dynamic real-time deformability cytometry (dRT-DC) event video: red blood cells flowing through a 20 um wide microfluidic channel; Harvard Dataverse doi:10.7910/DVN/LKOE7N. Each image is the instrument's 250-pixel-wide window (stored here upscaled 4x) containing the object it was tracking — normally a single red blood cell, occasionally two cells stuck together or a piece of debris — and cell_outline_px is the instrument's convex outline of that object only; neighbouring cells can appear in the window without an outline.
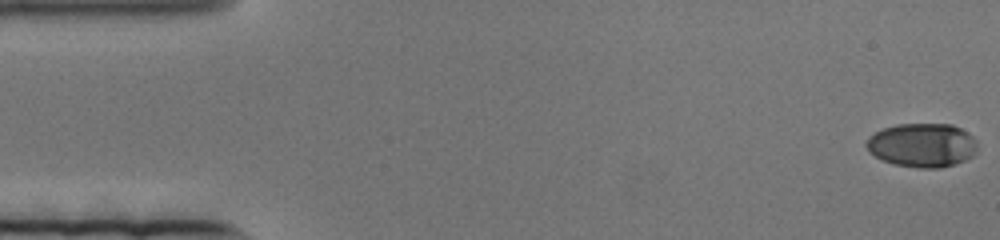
{"species": "human", "species_latin": "Homo sapiens", "temperature_condition": "cold", "stored_images_in_passage": 84, "camera_frame_rate_fps": 3000, "um_per_image_px": 0.085, "donor": {"sex": "female"}, "frame": {"image": 1, "passage_image": 1, "time_ms": 0.0, "image_size_px": [1000, 240], "cell_outline_px": [[976, 152], [972, 156], [956, 164], [940, 168], [916, 168], [892, 164], [880, 160], [868, 152], [864, 144], [868, 136], [884, 128], [896, 124], [952, 124], [968, 132], [976, 140]], "centroid_in_image_um": [78.35, 12.35], "position_along_channel_um": 6.7, "area_um2": 28.84}}
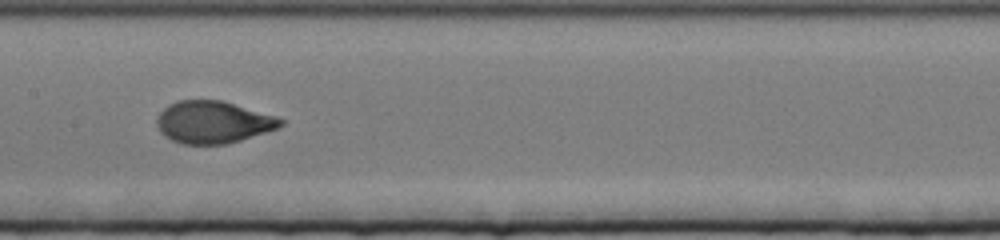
{"frame": {"image": 2, "passage_image": 41, "time_ms": 13.333, "image_size_px": [1000, 240], "cell_outline_px": [[284, 124], [276, 128], [228, 144], [180, 144], [164, 136], [160, 132], [156, 124], [156, 116], [168, 104], [176, 100], [220, 100], [276, 116], [284, 120]], "centroid_in_image_um": [18.05, 10.38], "position_along_channel_um": 189.3, "area_um2": 30.4}}
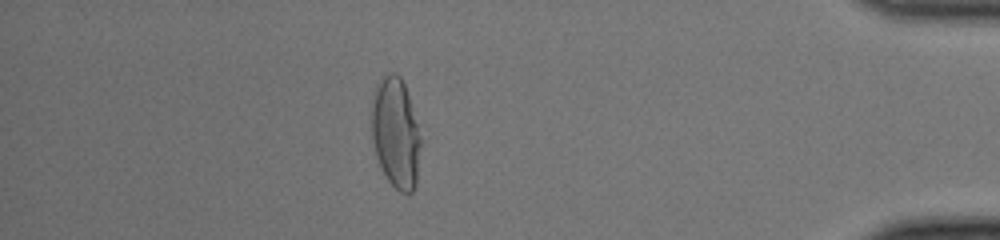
{"frame": {"image": 3, "passage_image": 74, "time_ms": 24.333, "image_size_px": [1000, 240], "cell_outline_px": [[424, 140], [416, 184], [412, 192], [408, 196], [400, 192], [388, 180], [376, 156], [368, 128], [372, 100], [376, 84], [388, 72], [396, 72], [400, 76], [404, 84]], "centroid_in_image_um": [33.64, 11.32], "position_along_channel_um": 401.6, "area_um2": 33.0}}